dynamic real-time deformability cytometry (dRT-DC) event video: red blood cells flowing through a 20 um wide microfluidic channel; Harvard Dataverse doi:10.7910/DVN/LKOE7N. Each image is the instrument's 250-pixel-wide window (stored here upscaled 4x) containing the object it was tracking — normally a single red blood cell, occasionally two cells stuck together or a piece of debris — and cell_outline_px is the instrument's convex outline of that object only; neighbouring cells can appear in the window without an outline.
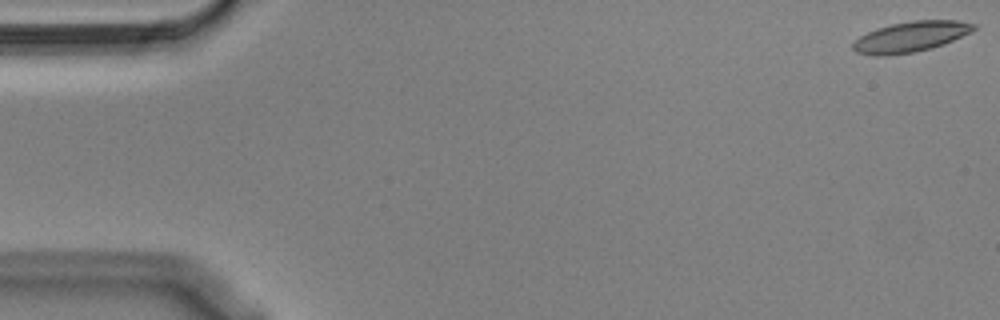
{"species": "Egyptian fruit bat (a non-hibernating species)", "species_latin": "Rousettus aegyptiacus", "temperature_condition": "cold", "stored_images_in_passage": 56, "camera_frame_rate_fps": 3000, "um_per_image_px": 0.085, "animal": {"sex": "male"}, "frame": {"image": 1, "passage_image": 1, "time_ms": 0.0, "image_size_px": [1000, 320], "cell_outline_px": [[976, 28], [972, 32], [944, 44], [932, 48], [916, 52], [888, 56], [876, 56], [856, 52], [852, 48], [852, 44], [860, 36], [876, 28], [892, 24], [912, 20], [956, 20], [976, 24]], "centroid_in_image_um": [77.42, 3.13], "position_along_channel_um": 7.6, "area_um2": 21.62}}
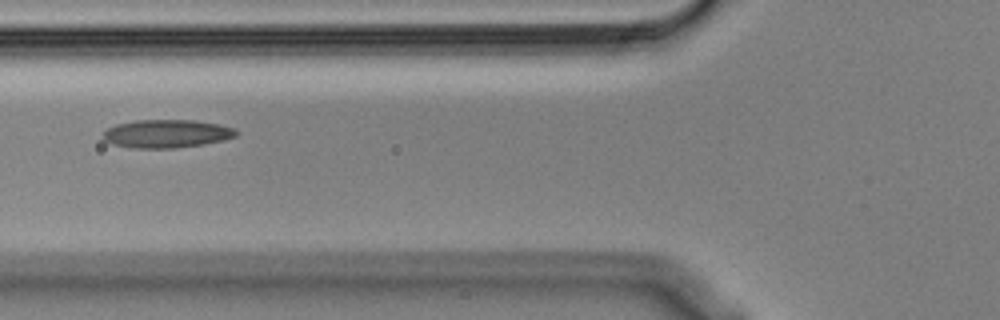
{"frame": {"image": 2, "passage_image": 21, "time_ms": 6.667, "image_size_px": [1000, 320], "cell_outline_px": [[240, 132], [236, 136], [224, 140], [204, 144], [176, 148], [132, 148], [112, 144], [104, 140], [100, 136], [108, 128], [116, 124], [136, 120], [196, 120], [220, 124], [236, 128]], "centroid_in_image_um": [14.19, 11.36], "position_along_channel_um": 111.6, "area_um2": 22.2}}
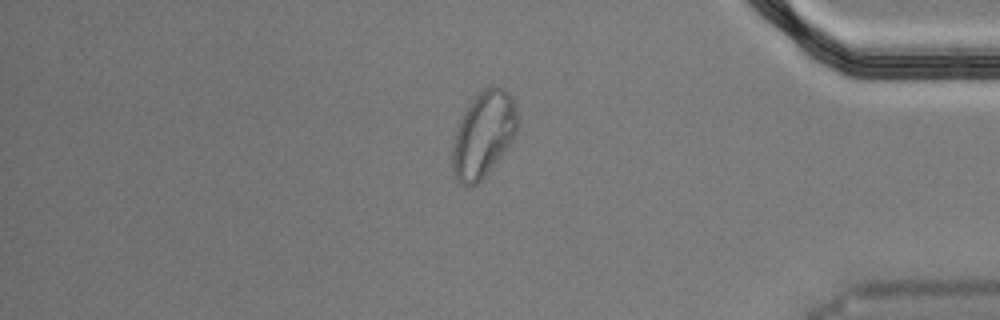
{"frame": {"image": 3, "passage_image": 47, "time_ms": 15.333, "image_size_px": [1000, 320], "cell_outline_px": [[516, 132], [512, 140], [488, 172], [476, 184], [468, 188], [464, 188], [456, 180], [452, 168], [452, 144], [456, 128], [468, 104], [484, 88], [504, 88], [512, 96], [516, 108]], "centroid_in_image_um": [41.04, 11.47], "position_along_channel_um": 394.2, "area_um2": 32.19}, "authors_computed_cell_mechanics": {"area_um2": 22.0218, "velocity_mm_per_s": 3.5911, "shape_relaxation_time_tau1_ms": null, "shape_relaxation_time_tau2_ms": 3.1239, "deformation_change_tau1": null, "deformation_change_tau2": 0.0959}}